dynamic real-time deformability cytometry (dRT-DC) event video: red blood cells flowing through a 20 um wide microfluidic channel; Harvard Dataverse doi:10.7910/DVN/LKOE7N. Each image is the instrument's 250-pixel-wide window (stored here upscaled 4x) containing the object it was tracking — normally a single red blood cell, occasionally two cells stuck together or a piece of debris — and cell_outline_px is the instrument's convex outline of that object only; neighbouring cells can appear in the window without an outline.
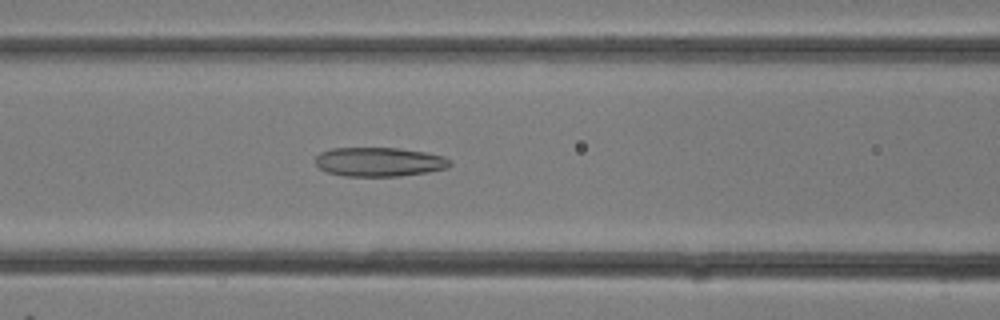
{"species": "common noctule bat (a hibernating species)", "species_latin": "Nyctalus noctula", "temperature_condition": "room temperature", "stored_images_in_passage": 13, "camera_frame_rate_fps": 3000, "um_per_image_px": 0.085, "animal": {"sex": "female"}, "frame": {"image": 1, "passage_image": 11, "time_ms": 3.333, "image_size_px": [1000, 320], "cell_outline_px": [[452, 164], [448, 168], [428, 172], [400, 176], [344, 176], [328, 172], [320, 168], [316, 164], [316, 156], [320, 152], [332, 148], [400, 148], [428, 152], [444, 156], [452, 160]], "centroid_in_image_um": [32.29, 13.75], "position_along_channel_um": 134.3, "area_um2": 23.06}}
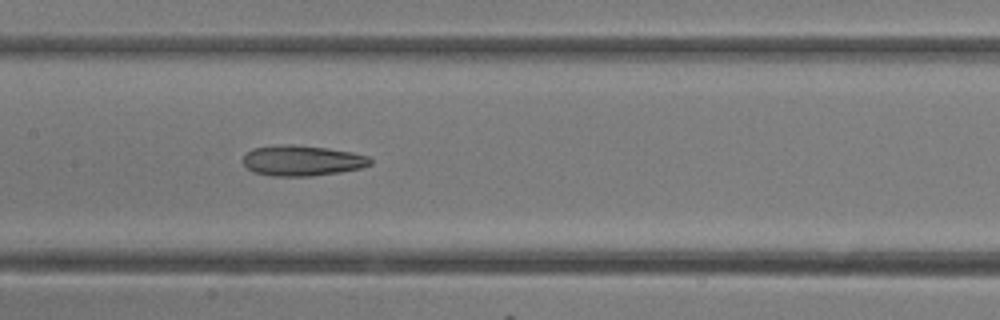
{"frame": {"image": 2, "passage_image": 13, "time_ms": 4.0, "image_size_px": [1000, 320], "cell_outline_px": [[372, 164], [360, 168], [340, 172], [312, 176], [272, 176], [252, 172], [244, 164], [244, 156], [252, 148], [280, 144], [292, 144], [328, 148], [352, 152], [368, 156], [372, 160]], "centroid_in_image_um": [25.68, 13.65], "position_along_channel_um": 181.7, "area_um2": 22.72}}